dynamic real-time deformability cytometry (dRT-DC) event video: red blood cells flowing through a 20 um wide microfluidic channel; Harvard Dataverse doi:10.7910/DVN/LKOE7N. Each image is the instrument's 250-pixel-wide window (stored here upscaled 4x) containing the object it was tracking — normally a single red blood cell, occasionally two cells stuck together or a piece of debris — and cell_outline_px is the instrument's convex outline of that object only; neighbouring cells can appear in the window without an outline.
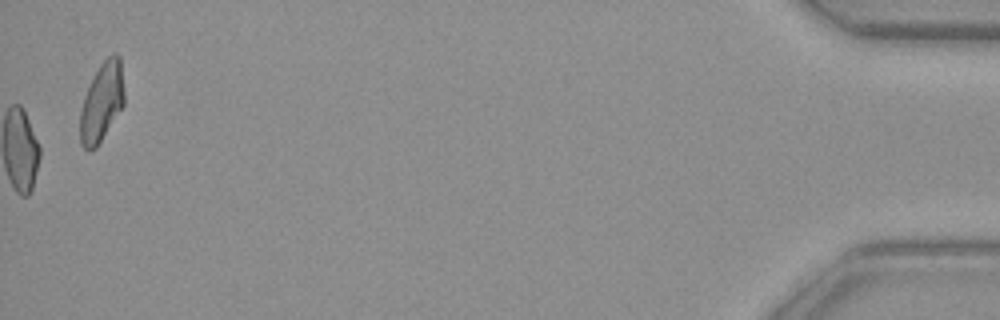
{"species": "common noctule bat (a hibernating species)", "species_latin": "Nyctalus noctula", "temperature_condition": "warm", "stored_images_in_passage": 37, "camera_frame_rate_fps": 3000, "um_per_image_px": 0.085, "animal": {"sex": "female", "body_mass_g": 29.2, "forearm_length_mm": 56.3}, "frame": {"image": 1, "passage_image": 37, "time_ms": 12.0, "image_size_px": [1000, 320], "cell_outline_px": [[124, 104], [96, 148], [84, 148], [80, 144], [80, 112], [84, 96], [92, 76], [100, 64], [112, 52], [116, 52], [120, 56], [124, 92]], "centroid_in_image_um": [8.65, 8.62], "position_along_channel_um": 426.6, "area_um2": 20.29}}